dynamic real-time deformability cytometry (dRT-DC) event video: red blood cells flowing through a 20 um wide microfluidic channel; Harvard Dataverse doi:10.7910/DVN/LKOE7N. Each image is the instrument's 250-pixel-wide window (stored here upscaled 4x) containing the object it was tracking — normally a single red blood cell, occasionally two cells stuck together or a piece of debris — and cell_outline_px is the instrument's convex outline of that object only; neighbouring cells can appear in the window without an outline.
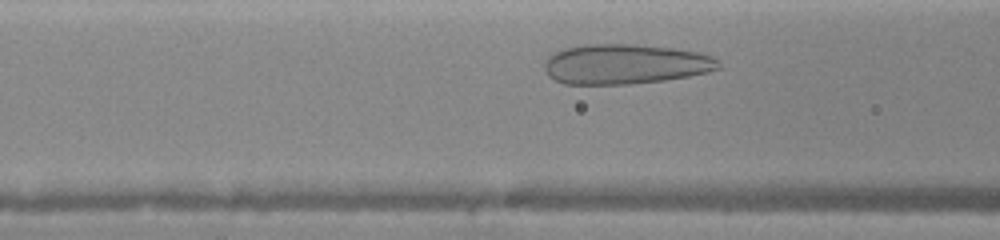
{"species": "human", "species_latin": "Homo sapiens", "temperature_condition": "warm", "stored_images_in_passage": 26, "camera_frame_rate_fps": 3000, "um_per_image_px": 0.085, "donor": {"sex": "female"}, "frame": {"image": 1, "passage_image": 6, "time_ms": 1.333, "image_size_px": [1000, 240], "cell_outline_px": [[720, 68], [708, 72], [688, 76], [664, 80], [628, 84], [564, 84], [548, 76], [544, 68], [544, 64], [548, 56], [564, 48], [584, 44], [632, 44], [672, 48], [696, 52], [712, 56], [720, 64]], "centroid_in_image_um": [53.11, 5.45], "position_along_channel_um": 113.5, "area_um2": 40.46}}
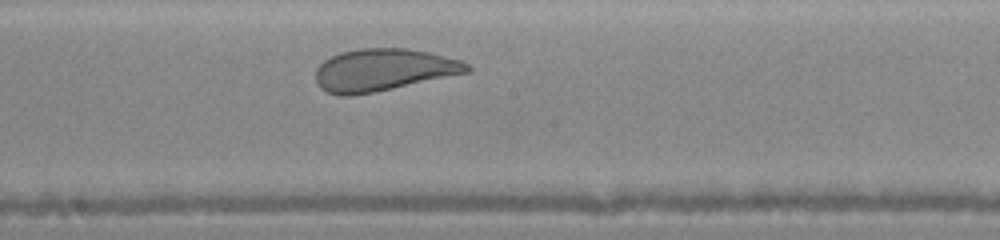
{"frame": {"image": 2, "passage_image": 13, "time_ms": 3.667, "image_size_px": [1000, 240], "cell_outline_px": [[472, 68], [468, 72], [376, 92], [352, 96], [340, 96], [328, 92], [320, 88], [316, 84], [316, 68], [324, 60], [340, 52], [360, 48], [404, 48], [428, 52], [460, 60], [468, 64]], "centroid_in_image_um": [32.54, 5.95], "position_along_channel_um": 215.7, "area_um2": 37.22}}
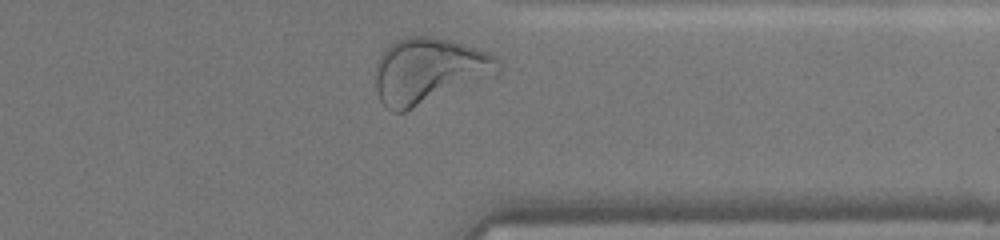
{"frame": {"image": 3, "passage_image": 25, "time_ms": 7.333, "image_size_px": [1000, 240], "cell_outline_px": [[504, 68], [500, 72], [492, 76], [404, 112], [392, 112], [380, 100], [376, 88], [376, 64], [380, 56], [396, 40], [408, 36], [432, 36], [452, 40], [488, 52], [496, 56], [500, 60]], "centroid_in_image_um": [36.49, 5.99], "position_along_channel_um": 374.9, "area_um2": 46.76}}